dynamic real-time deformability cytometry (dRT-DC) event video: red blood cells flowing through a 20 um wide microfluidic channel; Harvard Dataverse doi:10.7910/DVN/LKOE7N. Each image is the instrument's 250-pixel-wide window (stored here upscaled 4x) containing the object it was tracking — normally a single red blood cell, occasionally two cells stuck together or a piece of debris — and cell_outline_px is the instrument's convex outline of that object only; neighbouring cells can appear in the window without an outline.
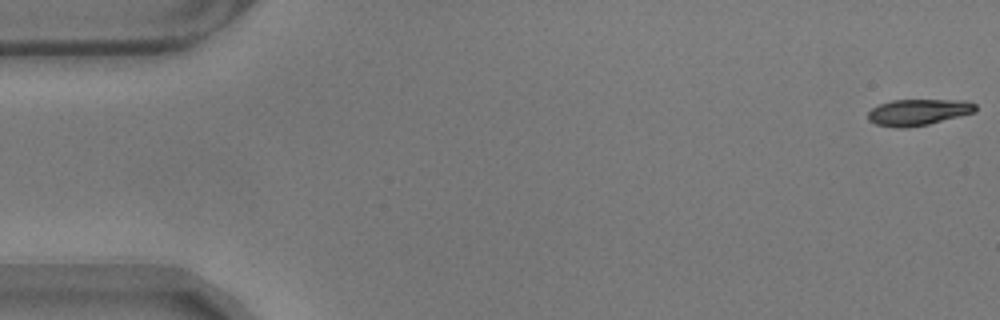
{"species": "common noctule bat (a hibernating species)", "species_latin": "Nyctalus noctula", "temperature_condition": "warm", "stored_images_in_passage": 7, "camera_frame_rate_fps": 3000, "um_per_image_px": 0.085, "animal": {"sex": "male", "body_mass_g": 17.9}, "frame": {"image": 1, "passage_image": 1, "time_ms": 0.0, "image_size_px": [1000, 320], "cell_outline_px": [[976, 112], [928, 124], [908, 128], [892, 128], [876, 124], [868, 120], [868, 112], [872, 108], [880, 104], [892, 100], [964, 100], [976, 104]], "centroid_in_image_um": [78.04, 9.54], "position_along_channel_um": 7.0, "area_um2": 16.53}}